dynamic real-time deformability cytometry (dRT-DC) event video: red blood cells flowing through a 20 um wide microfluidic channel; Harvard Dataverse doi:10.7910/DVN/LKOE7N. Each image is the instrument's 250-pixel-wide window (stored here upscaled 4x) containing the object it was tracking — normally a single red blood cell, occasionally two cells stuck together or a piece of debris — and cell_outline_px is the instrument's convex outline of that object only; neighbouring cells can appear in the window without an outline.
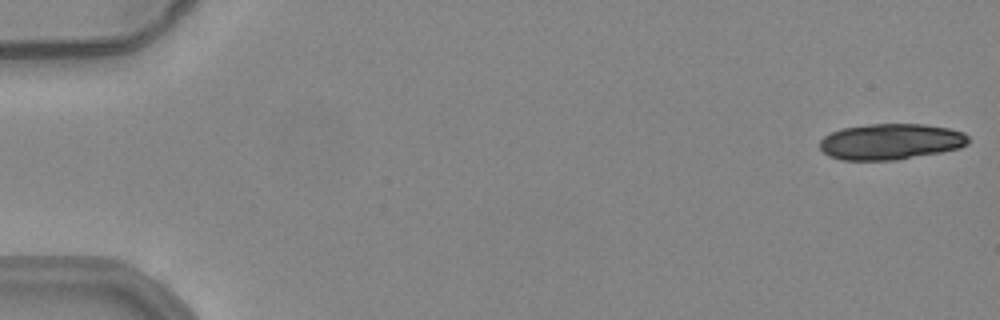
{"species": "common noctule bat (a hibernating species)", "species_latin": "Nyctalus noctula", "temperature_condition": "warm", "stored_images_in_passage": 12, "camera_frame_rate_fps": 3000, "um_per_image_px": 0.085, "animal": {"sex": "female", "body_mass_g": 24.6, "forearm_length_mm": 56.2}, "frame": {"image": 1, "passage_image": 1, "time_ms": 0.0, "image_size_px": [1000, 320], "cell_outline_px": [[968, 144], [960, 148], [940, 152], [896, 160], [840, 160], [828, 156], [820, 148], [820, 140], [824, 136], [840, 128], [872, 124], [924, 124], [948, 128], [964, 132], [968, 136]], "centroid_in_image_um": [75.7, 12.04], "position_along_channel_um": 9.3, "area_um2": 31.21}}